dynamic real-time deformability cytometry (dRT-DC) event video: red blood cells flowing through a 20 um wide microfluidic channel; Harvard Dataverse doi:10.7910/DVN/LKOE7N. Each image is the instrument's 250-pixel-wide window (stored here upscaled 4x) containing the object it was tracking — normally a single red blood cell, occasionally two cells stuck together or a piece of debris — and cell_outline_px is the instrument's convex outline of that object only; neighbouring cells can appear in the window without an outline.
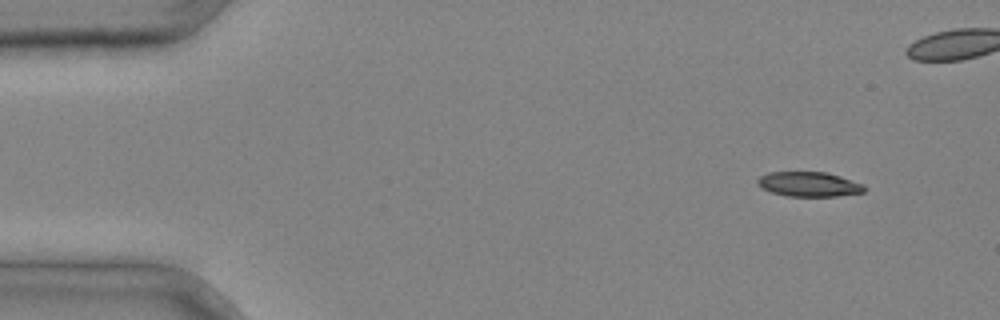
{"species": "common noctule bat (a hibernating species)", "species_latin": "Nyctalus noctula", "temperature_condition": "cold", "stored_images_in_passage": 4, "camera_frame_rate_fps": 3000, "um_per_image_px": 0.085, "animal": {"sex": "male", "body_mass_g": 20.4}, "frame": {"image": 1, "passage_image": 1, "time_ms": 0.0, "image_size_px": [1000, 320], "cell_outline_px": [[864, 192], [836, 196], [788, 196], [772, 192], [756, 184], [756, 180], [760, 176], [768, 172], [828, 172], [864, 184]], "centroid_in_image_um": [68.75, 15.65], "position_along_channel_um": 16.2, "area_um2": 15.32}}